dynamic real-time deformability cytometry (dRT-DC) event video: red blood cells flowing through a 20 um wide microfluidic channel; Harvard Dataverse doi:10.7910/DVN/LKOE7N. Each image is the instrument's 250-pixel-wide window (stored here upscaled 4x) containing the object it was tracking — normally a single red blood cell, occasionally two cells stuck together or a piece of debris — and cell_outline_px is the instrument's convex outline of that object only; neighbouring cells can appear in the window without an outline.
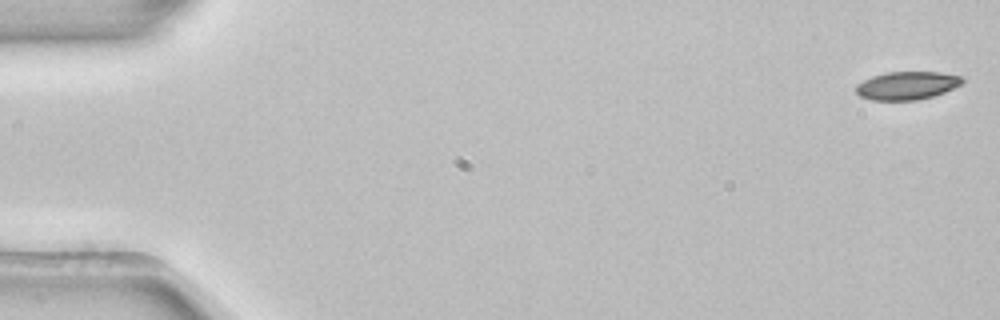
{"species": "common noctule bat (a hibernating species)", "species_latin": "Nyctalus noctula", "temperature_condition": "room temperature", "stored_images_in_passage": 4, "camera_frame_rate_fps": 3000, "um_per_image_px": 0.085, "animal": {"sex": "female", "body_mass_g": 22.7, "forearm_length_mm": 54.2}, "frame": {"image": 1, "passage_image": 1, "time_ms": 0.0, "image_size_px": [1000, 320], "cell_outline_px": [[964, 80], [960, 84], [944, 92], [932, 96], [916, 100], [872, 100], [860, 96], [856, 92], [856, 84], [872, 76], [888, 72], [940, 72], [964, 76]], "centroid_in_image_um": [77.09, 7.26], "position_along_channel_um": 7.9, "area_um2": 17.34}}
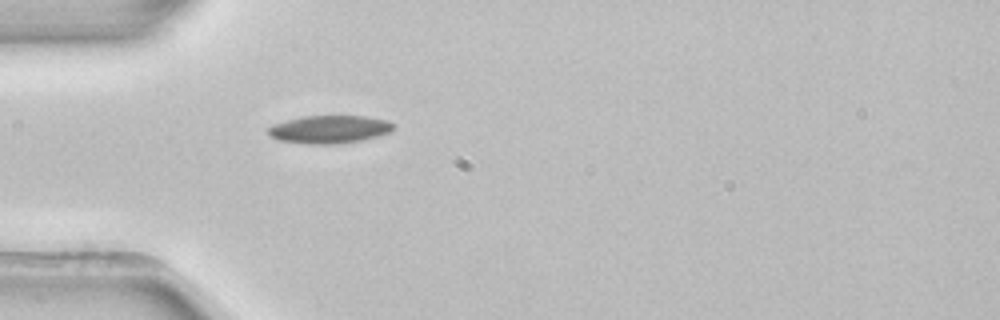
{"frame": {"image": 2, "passage_image": 4, "time_ms": 1.0, "image_size_px": [1000, 320], "cell_outline_px": [[396, 124], [388, 132], [376, 136], [360, 140], [332, 144], [308, 144], [276, 140], [268, 132], [268, 128], [272, 124], [304, 116], [368, 116], [388, 120]], "centroid_in_image_um": [27.99, 10.98], "position_along_channel_um": 57.0, "area_um2": 20.23}}